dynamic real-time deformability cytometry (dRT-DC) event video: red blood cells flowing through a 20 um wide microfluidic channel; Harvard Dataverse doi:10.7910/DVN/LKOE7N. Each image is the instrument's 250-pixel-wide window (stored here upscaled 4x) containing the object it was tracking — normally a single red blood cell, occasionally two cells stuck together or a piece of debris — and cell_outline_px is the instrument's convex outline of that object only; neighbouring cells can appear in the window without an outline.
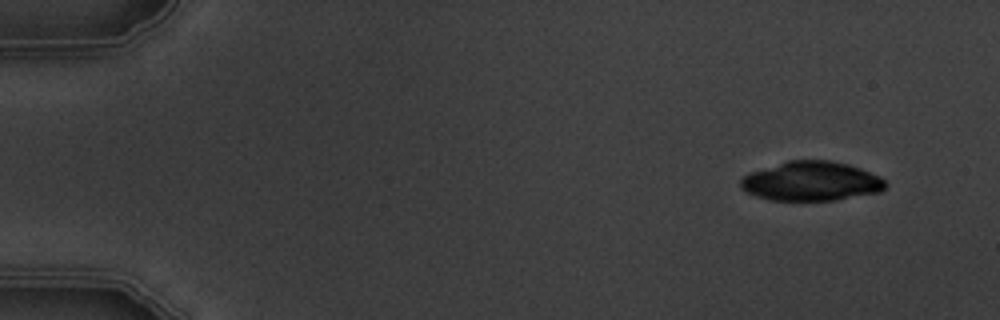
{"species": "common noctule bat (a hibernating species)", "species_latin": "Nyctalus noctula", "temperature_condition": "warm", "stored_images_in_passage": 5, "segment_of_instrument_passage": [1, 2], "camera_frame_rate_fps": 3000, "um_per_image_px": 0.085, "animal": {"sex": "male", "body_mass_g": 19.5, "forearm_length_mm": 54.6}, "frame": {"image": 1, "passage_image": 1, "time_ms": 0.0, "image_size_px": [1000, 320], "cell_outline_px": [[888, 184], [880, 192], [836, 200], [772, 200], [756, 196], [740, 188], [740, 180], [744, 176], [752, 172], [788, 160], [828, 160], [848, 164], [860, 168], [880, 176]], "centroid_in_image_um": [68.98, 15.4], "position_along_channel_um": 16.0, "area_um2": 33.06}}